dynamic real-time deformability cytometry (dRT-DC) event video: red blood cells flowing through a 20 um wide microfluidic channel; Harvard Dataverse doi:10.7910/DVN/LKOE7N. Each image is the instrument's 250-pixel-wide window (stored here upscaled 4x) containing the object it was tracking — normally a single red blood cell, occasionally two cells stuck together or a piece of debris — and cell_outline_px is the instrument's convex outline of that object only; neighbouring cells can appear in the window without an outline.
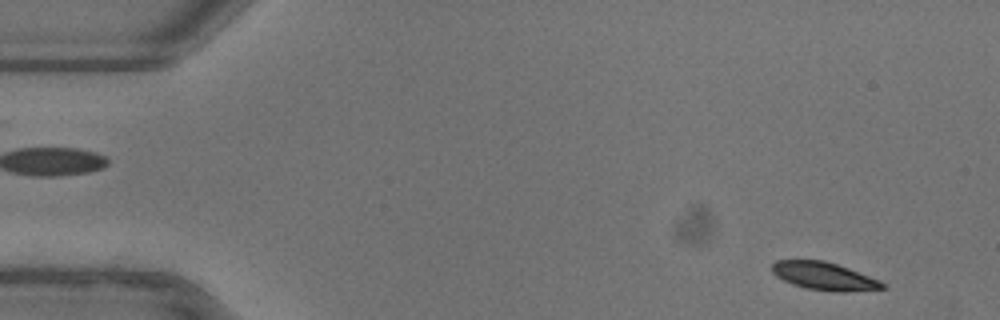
{"species": "common noctule bat (a hibernating species)", "species_latin": "Nyctalus noctula", "temperature_condition": "warm", "stored_images_in_passage": 50, "camera_frame_rate_fps": 3000, "um_per_image_px": 0.085, "animal": {"sex": "female"}, "frame": {"image": 1, "passage_image": 1, "time_ms": 0.0, "image_size_px": [1000, 320], "cell_outline_px": [[884, 288], [848, 292], [832, 292], [804, 288], [792, 284], [776, 276], [772, 272], [772, 264], [776, 260], [824, 260], [848, 268], [880, 280], [884, 284]], "centroid_in_image_um": [70.03, 23.48], "position_along_channel_um": 15.0, "area_um2": 17.92}}
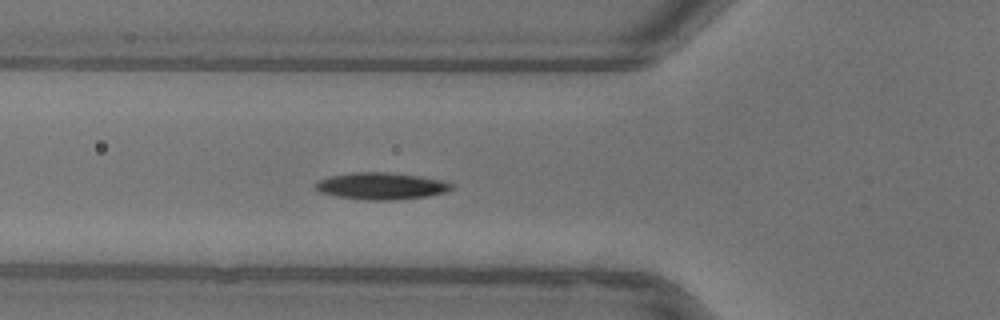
{"frame": {"image": 2, "passage_image": 16, "time_ms": 5.0, "image_size_px": [1000, 320], "cell_outline_px": [[456, 184], [452, 188], [444, 192], [428, 196], [392, 200], [364, 200], [336, 196], [320, 192], [312, 184], [320, 180], [332, 176], [352, 172], [392, 172], [420, 176], [444, 180]], "centroid_in_image_um": [32.43, 15.8], "position_along_channel_um": 93.4, "area_um2": 21.44}}
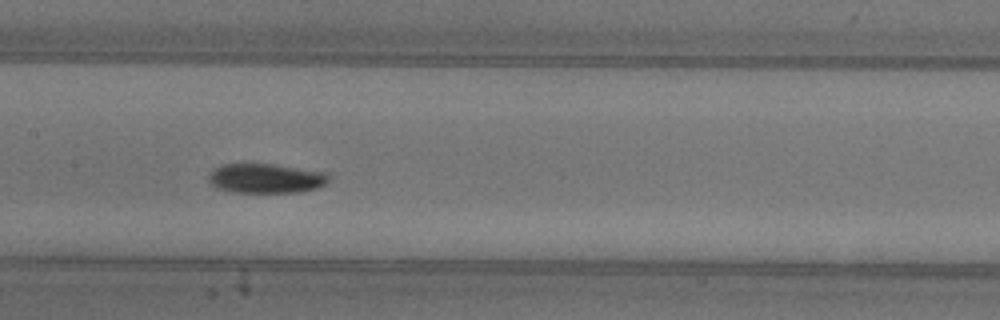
{"frame": {"image": 3, "passage_image": 23, "time_ms": 7.333, "image_size_px": [1000, 320], "cell_outline_px": [[328, 180], [324, 184], [316, 188], [300, 192], [228, 192], [216, 188], [208, 180], [208, 176], [216, 168], [224, 164], [272, 164], [328, 172]], "centroid_in_image_um": [22.59, 15.16], "position_along_channel_um": 184.8, "area_um2": 20.58}, "authors_computed_cell_mechanics": {"area_um2": 19.3341, "velocity_mm_per_s": 3.9022, "shape_relaxation_time_tau1_ms": 2.2778, "shape_relaxation_time_tau2_ms": null, "deformation_change_tau1": 0.1257, "deformation_change_tau2": null}}